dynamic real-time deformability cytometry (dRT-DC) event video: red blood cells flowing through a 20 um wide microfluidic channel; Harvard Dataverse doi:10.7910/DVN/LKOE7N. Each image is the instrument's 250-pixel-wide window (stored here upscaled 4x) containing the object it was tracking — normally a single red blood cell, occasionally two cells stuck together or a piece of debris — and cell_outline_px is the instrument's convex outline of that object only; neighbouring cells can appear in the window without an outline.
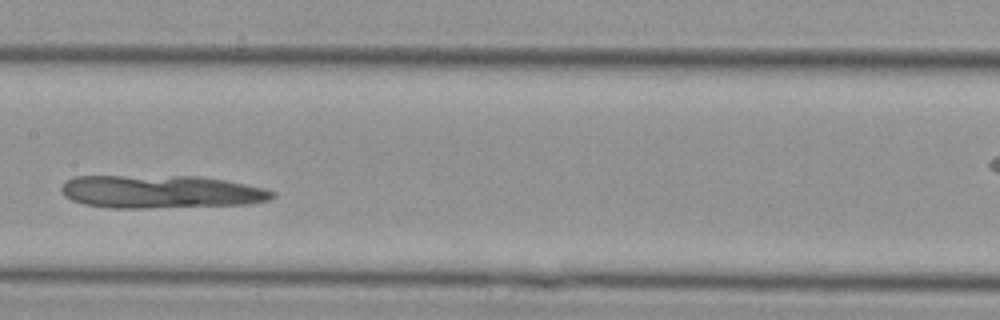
{"species": "Egyptian fruit bat (a non-hibernating species)", "species_latin": "Rousettus aegyptiacus", "temperature_condition": "cold", "stored_images_in_passage": 15, "camera_frame_rate_fps": 3000, "um_per_image_px": 0.085, "animal": {"sex": "female"}, "frame": {"image": 1, "passage_image": 11, "time_ms": 3.333, "image_size_px": [1000, 320], "cell_outline_px": [[276, 196], [268, 200], [248, 204], [148, 208], [112, 208], [84, 204], [72, 200], [64, 196], [60, 188], [64, 180], [76, 176], [200, 176], [224, 180], [264, 188], [276, 192]], "centroid_in_image_um": [13.65, 16.29], "position_along_channel_um": 193.8, "area_um2": 40.81}}
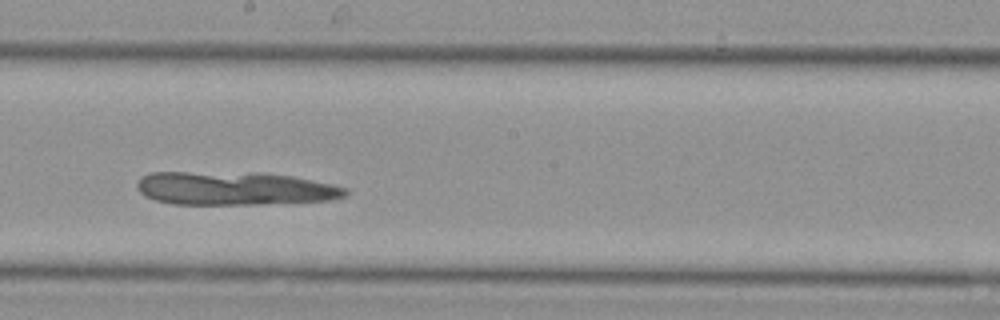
{"frame": {"image": 2, "passage_image": 13, "time_ms": 4.0, "image_size_px": [1000, 320], "cell_outline_px": [[348, 192], [344, 196], [332, 200], [256, 204], [172, 204], [156, 200], [144, 196], [136, 188], [136, 184], [140, 176], [152, 172], [256, 172], [292, 176], [332, 184], [348, 188]], "centroid_in_image_um": [19.9, 16.0], "position_along_channel_um": 228.3, "area_um2": 40.81}}